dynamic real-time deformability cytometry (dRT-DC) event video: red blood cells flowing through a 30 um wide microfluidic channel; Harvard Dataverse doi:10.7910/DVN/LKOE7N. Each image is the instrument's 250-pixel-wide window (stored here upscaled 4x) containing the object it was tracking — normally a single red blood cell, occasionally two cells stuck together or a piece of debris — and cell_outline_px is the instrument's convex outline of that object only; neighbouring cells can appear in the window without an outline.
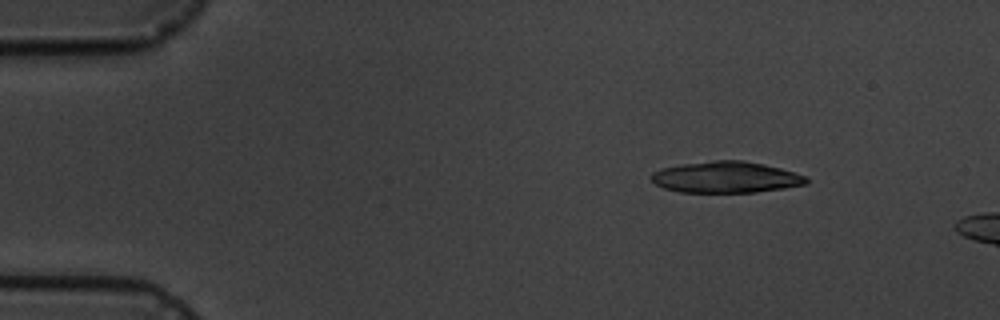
{"species": "common noctule bat (a hibernating species)", "species_latin": "Nyctalus noctula", "temperature_condition": "cold", "stored_images_in_passage": 3, "camera_frame_rate_fps": 3000, "um_per_image_px": 0.085, "animal": {"sex": "male", "body_mass_g": 19.5, "forearm_length_mm": 54.6}, "frame": {"image": 1, "passage_image": 1, "time_ms": 0.0, "image_size_px": [1000, 320], "cell_outline_px": [[808, 184], [784, 188], [756, 192], [680, 192], [664, 188], [656, 184], [652, 180], [652, 172], [660, 168], [680, 164], [716, 160], [744, 160], [764, 164], [780, 168], [804, 176], [808, 180]], "centroid_in_image_um": [61.69, 15.06], "position_along_channel_um": 23.3, "area_um2": 28.21}}